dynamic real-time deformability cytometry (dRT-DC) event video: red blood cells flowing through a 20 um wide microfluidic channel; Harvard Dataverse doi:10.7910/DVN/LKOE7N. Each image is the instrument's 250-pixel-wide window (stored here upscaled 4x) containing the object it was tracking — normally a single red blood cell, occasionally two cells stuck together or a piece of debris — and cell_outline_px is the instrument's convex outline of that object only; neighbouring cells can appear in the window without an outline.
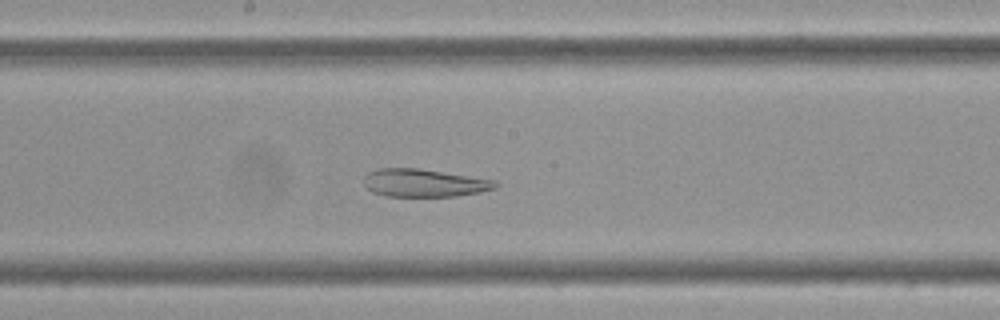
{"species": "Egyptian fruit bat (a non-hibernating species)", "species_latin": "Rousettus aegyptiacus", "temperature_condition": "cold", "stored_images_in_passage": 56, "camera_frame_rate_fps": 3000, "um_per_image_px": 0.085, "frame": {"image": 1, "passage_image": 28, "time_ms": 9.0, "image_size_px": [1000, 320], "cell_outline_px": [[500, 184], [496, 188], [480, 192], [456, 196], [384, 196], [372, 192], [364, 184], [364, 176], [368, 172], [380, 168], [420, 168], [496, 180]], "centroid_in_image_um": [36.07, 15.54], "position_along_channel_um": 212.1, "area_um2": 21.5}}
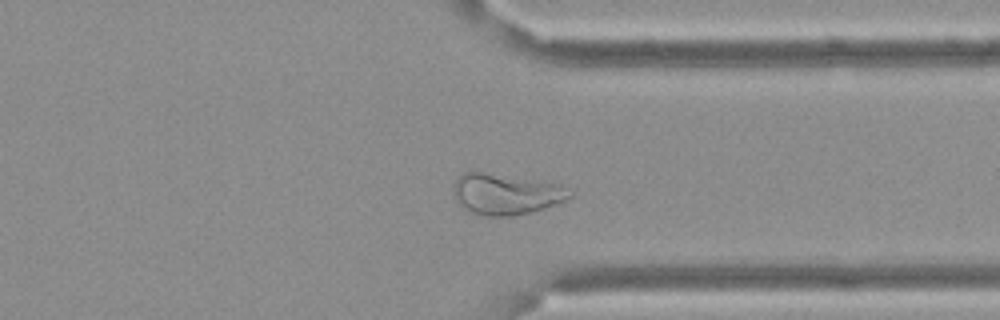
{"frame": {"image": 2, "passage_image": 42, "time_ms": 13.667, "image_size_px": [1000, 320], "cell_outline_px": [[572, 196], [560, 204], [512, 216], [484, 216], [472, 212], [464, 208], [456, 200], [452, 192], [456, 180], [464, 172], [480, 172], [540, 180], [560, 184], [572, 188]], "centroid_in_image_um": [43.06, 16.5], "position_along_channel_um": 368.3, "area_um2": 27.86}}
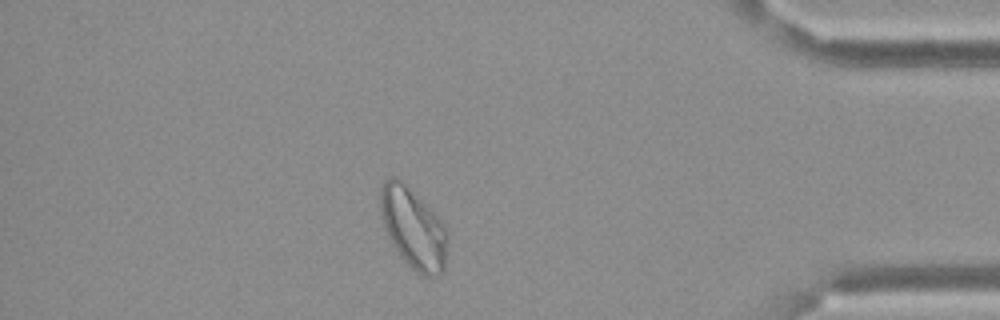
{"frame": {"image": 3, "passage_image": 48, "time_ms": 15.667, "image_size_px": [1000, 320], "cell_outline_px": [[448, 240], [444, 272], [440, 276], [432, 280], [416, 272], [404, 260], [396, 248], [384, 224], [380, 212], [380, 188], [384, 180], [392, 176], [396, 176], [444, 224], [448, 236]], "centroid_in_image_um": [35.16, 19.46], "position_along_channel_um": 400.0, "area_um2": 31.1}}